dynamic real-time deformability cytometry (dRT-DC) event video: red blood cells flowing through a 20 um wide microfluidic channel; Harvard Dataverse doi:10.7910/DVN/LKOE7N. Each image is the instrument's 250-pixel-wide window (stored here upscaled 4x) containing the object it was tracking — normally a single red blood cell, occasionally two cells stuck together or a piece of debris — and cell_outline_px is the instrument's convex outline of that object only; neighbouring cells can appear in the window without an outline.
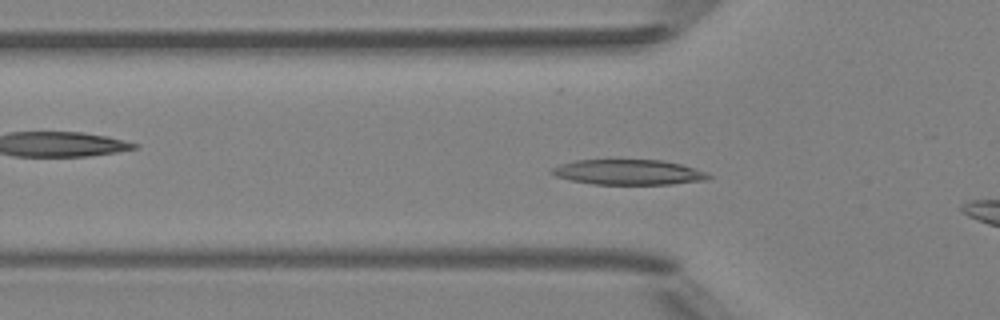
{"species": "Egyptian fruit bat (a non-hibernating species)", "species_latin": "Rousettus aegyptiacus", "temperature_condition": "room temperature", "stored_images_in_passage": 10, "camera_frame_rate_fps": 3000, "um_per_image_px": 0.085, "animal": {"sex": "female"}, "frame": {"image": 1, "passage_image": 7, "time_ms": 2.0, "image_size_px": [1000, 320], "cell_outline_px": [[712, 176], [708, 180], [672, 184], [592, 184], [572, 180], [556, 176], [548, 172], [552, 168], [560, 164], [576, 160], [664, 160], [680, 164], [704, 172]], "centroid_in_image_um": [53.4, 14.64], "position_along_channel_um": 72.4, "area_um2": 22.89}}